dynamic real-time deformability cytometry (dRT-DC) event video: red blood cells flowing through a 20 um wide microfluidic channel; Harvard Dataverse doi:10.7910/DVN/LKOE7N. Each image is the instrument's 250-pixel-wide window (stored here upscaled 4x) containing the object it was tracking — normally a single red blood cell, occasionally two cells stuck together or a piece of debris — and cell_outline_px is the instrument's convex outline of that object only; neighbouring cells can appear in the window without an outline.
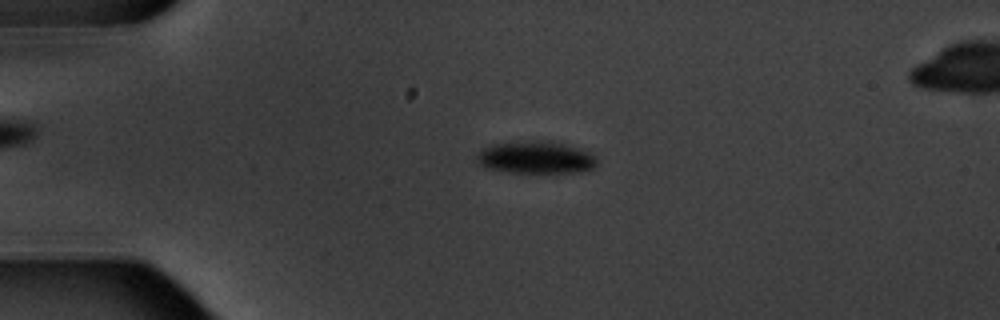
{"species": "common noctule bat (a hibernating species)", "species_latin": "Nyctalus noctula", "temperature_condition": "warm", "stored_images_in_passage": 5, "camera_frame_rate_fps": 3000, "um_per_image_px": 0.085, "animal": {"sex": "male", "body_mass_g": 20.1, "forearm_length_mm": 53.5}, "frame": {"image": 1, "passage_image": 3, "time_ms": 2.333, "image_size_px": [1000, 320], "cell_outline_px": [[596, 168], [580, 172], [548, 176], [544, 176], [508, 172], [488, 168], [480, 164], [476, 160], [476, 152], [488, 144], [524, 140], [552, 140], [568, 144], [592, 152], [596, 156]], "centroid_in_image_um": [45.59, 13.41], "position_along_channel_um": 39.4, "area_um2": 24.45}}